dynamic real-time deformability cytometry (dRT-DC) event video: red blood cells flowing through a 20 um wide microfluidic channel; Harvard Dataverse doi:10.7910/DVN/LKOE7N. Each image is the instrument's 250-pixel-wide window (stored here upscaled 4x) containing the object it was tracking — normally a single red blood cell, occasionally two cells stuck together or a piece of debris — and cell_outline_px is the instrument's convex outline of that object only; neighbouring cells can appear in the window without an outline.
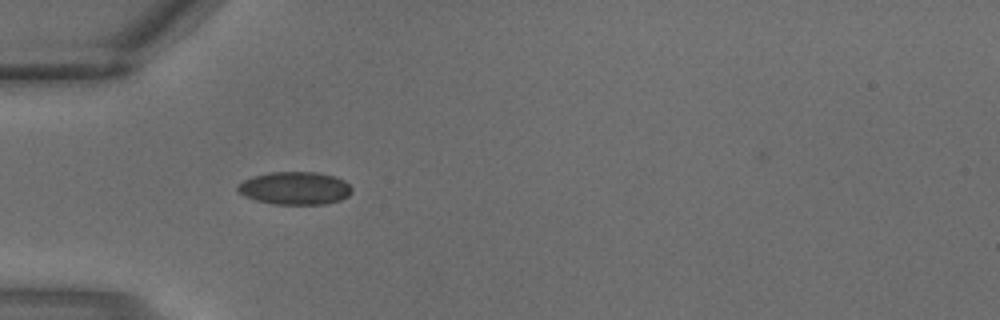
{"species": "common noctule bat (a hibernating species)", "species_latin": "Nyctalus noctula", "temperature_condition": "warm", "stored_images_in_passage": 3, "camera_frame_rate_fps": 3000, "um_per_image_px": 0.085, "animal": {"sex": "male", "body_mass_g": 18.8}, "frame": {"image": 1, "passage_image": 3, "time_ms": 0.667, "image_size_px": [1000, 320], "cell_outline_px": [[352, 192], [348, 196], [340, 200], [324, 204], [272, 204], [256, 200], [244, 196], [236, 188], [244, 180], [252, 176], [268, 172], [316, 172], [332, 176], [344, 180], [352, 188]], "centroid_in_image_um": [25.07, 15.99], "position_along_channel_um": 59.9, "area_um2": 21.79}}